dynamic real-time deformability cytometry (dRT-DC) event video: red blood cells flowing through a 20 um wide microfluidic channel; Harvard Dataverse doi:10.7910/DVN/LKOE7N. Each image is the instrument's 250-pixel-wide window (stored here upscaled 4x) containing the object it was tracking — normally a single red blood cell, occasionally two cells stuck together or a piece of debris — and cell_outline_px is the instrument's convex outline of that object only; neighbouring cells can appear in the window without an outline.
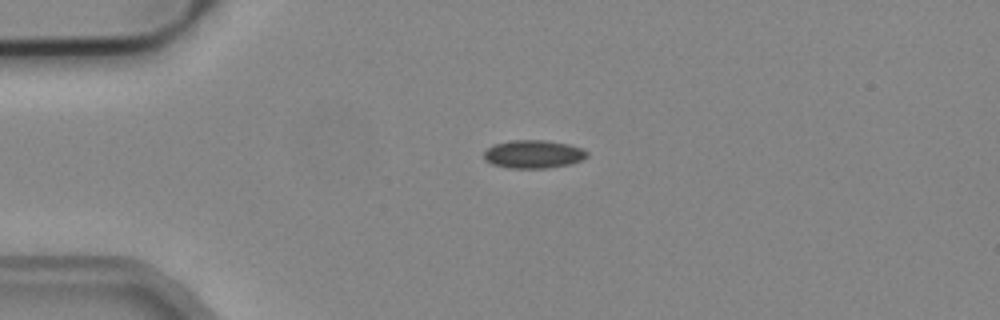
{"species": "common noctule bat (a hibernating species)", "species_latin": "Nyctalus noctula", "temperature_condition": "cold", "stored_images_in_passage": 1, "camera_frame_rate_fps": 3000, "um_per_image_px": 0.085, "animal": {"sex": "male", "body_mass_g": 19.2, "forearm_length_mm": 51.8}, "frame": {"image": 1, "passage_image": 1, "time_ms": 0.0, "image_size_px": [1000, 320], "cell_outline_px": [[588, 156], [584, 160], [572, 164], [548, 168], [508, 168], [492, 164], [484, 160], [484, 152], [492, 144], [512, 140], [544, 140], [568, 144], [580, 148], [588, 152]], "centroid_in_image_um": [45.34, 13.11], "position_along_channel_um": 39.7, "area_um2": 17.11}}